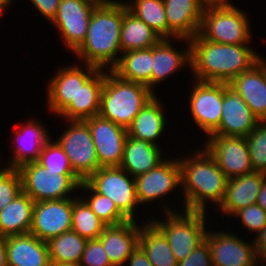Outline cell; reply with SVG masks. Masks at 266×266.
<instances>
[{
	"instance_id": "6da1fadb",
	"label": "cell",
	"mask_w": 266,
	"mask_h": 266,
	"mask_svg": "<svg viewBox=\"0 0 266 266\" xmlns=\"http://www.w3.org/2000/svg\"><path fill=\"white\" fill-rule=\"evenodd\" d=\"M190 44V69L197 81L229 83L262 58L249 45L215 43L199 34L190 39Z\"/></svg>"
},
{
	"instance_id": "7a4b0ae2",
	"label": "cell",
	"mask_w": 266,
	"mask_h": 266,
	"mask_svg": "<svg viewBox=\"0 0 266 266\" xmlns=\"http://www.w3.org/2000/svg\"><path fill=\"white\" fill-rule=\"evenodd\" d=\"M193 152L178 158L184 196L182 210L206 212L208 202L216 207L222 202L228 178L203 146Z\"/></svg>"
},
{
	"instance_id": "3957f363",
	"label": "cell",
	"mask_w": 266,
	"mask_h": 266,
	"mask_svg": "<svg viewBox=\"0 0 266 266\" xmlns=\"http://www.w3.org/2000/svg\"><path fill=\"white\" fill-rule=\"evenodd\" d=\"M122 21L123 5L95 7L88 24L86 38L73 54L85 64L100 69L108 67L107 70H111L121 57L119 53H121Z\"/></svg>"
},
{
	"instance_id": "277c9868",
	"label": "cell",
	"mask_w": 266,
	"mask_h": 266,
	"mask_svg": "<svg viewBox=\"0 0 266 266\" xmlns=\"http://www.w3.org/2000/svg\"><path fill=\"white\" fill-rule=\"evenodd\" d=\"M155 95L145 84L123 80L105 69L98 115L127 129Z\"/></svg>"
},
{
	"instance_id": "5b68a950",
	"label": "cell",
	"mask_w": 266,
	"mask_h": 266,
	"mask_svg": "<svg viewBox=\"0 0 266 266\" xmlns=\"http://www.w3.org/2000/svg\"><path fill=\"white\" fill-rule=\"evenodd\" d=\"M165 220L150 219L166 236L170 248L179 262L186 259L193 250L205 241L207 234V212L183 210L177 212L164 205ZM171 209V210H170ZM163 220V221H162Z\"/></svg>"
},
{
	"instance_id": "8992f818",
	"label": "cell",
	"mask_w": 266,
	"mask_h": 266,
	"mask_svg": "<svg viewBox=\"0 0 266 266\" xmlns=\"http://www.w3.org/2000/svg\"><path fill=\"white\" fill-rule=\"evenodd\" d=\"M244 12L234 4L205 7L198 34L215 43L248 45L252 26Z\"/></svg>"
},
{
	"instance_id": "52a82bcc",
	"label": "cell",
	"mask_w": 266,
	"mask_h": 266,
	"mask_svg": "<svg viewBox=\"0 0 266 266\" xmlns=\"http://www.w3.org/2000/svg\"><path fill=\"white\" fill-rule=\"evenodd\" d=\"M18 169L22 190L34 202L73 198L69 195L79 190L82 182L75 174L49 175L47 169L37 161L26 163Z\"/></svg>"
},
{
	"instance_id": "ba28073f",
	"label": "cell",
	"mask_w": 266,
	"mask_h": 266,
	"mask_svg": "<svg viewBox=\"0 0 266 266\" xmlns=\"http://www.w3.org/2000/svg\"><path fill=\"white\" fill-rule=\"evenodd\" d=\"M67 123V128L55 140L68 157L74 174L83 182L100 168L96 147L85 120H68Z\"/></svg>"
},
{
	"instance_id": "9c48e42d",
	"label": "cell",
	"mask_w": 266,
	"mask_h": 266,
	"mask_svg": "<svg viewBox=\"0 0 266 266\" xmlns=\"http://www.w3.org/2000/svg\"><path fill=\"white\" fill-rule=\"evenodd\" d=\"M120 166L100 167L85 182L97 193L109 197L129 219L135 220L138 208L135 179ZM131 177V178H130ZM137 205V206H136Z\"/></svg>"
},
{
	"instance_id": "30bf717a",
	"label": "cell",
	"mask_w": 266,
	"mask_h": 266,
	"mask_svg": "<svg viewBox=\"0 0 266 266\" xmlns=\"http://www.w3.org/2000/svg\"><path fill=\"white\" fill-rule=\"evenodd\" d=\"M76 64V65H75ZM74 63L65 66L49 79L47 83V104L50 112L59 115L68 105H77V93L100 68L84 64ZM82 66V67H80Z\"/></svg>"
},
{
	"instance_id": "8fae6325",
	"label": "cell",
	"mask_w": 266,
	"mask_h": 266,
	"mask_svg": "<svg viewBox=\"0 0 266 266\" xmlns=\"http://www.w3.org/2000/svg\"><path fill=\"white\" fill-rule=\"evenodd\" d=\"M207 138L203 147L228 179L253 172L245 137L210 134Z\"/></svg>"
},
{
	"instance_id": "7c38bea8",
	"label": "cell",
	"mask_w": 266,
	"mask_h": 266,
	"mask_svg": "<svg viewBox=\"0 0 266 266\" xmlns=\"http://www.w3.org/2000/svg\"><path fill=\"white\" fill-rule=\"evenodd\" d=\"M190 91L189 110L196 126L209 136L220 124L223 104V82L195 80Z\"/></svg>"
},
{
	"instance_id": "4fadbf2b",
	"label": "cell",
	"mask_w": 266,
	"mask_h": 266,
	"mask_svg": "<svg viewBox=\"0 0 266 266\" xmlns=\"http://www.w3.org/2000/svg\"><path fill=\"white\" fill-rule=\"evenodd\" d=\"M208 231L205 240L210 246L213 266H262L256 254L254 240L246 242L226 230L218 232L209 228Z\"/></svg>"
},
{
	"instance_id": "5bb4252c",
	"label": "cell",
	"mask_w": 266,
	"mask_h": 266,
	"mask_svg": "<svg viewBox=\"0 0 266 266\" xmlns=\"http://www.w3.org/2000/svg\"><path fill=\"white\" fill-rule=\"evenodd\" d=\"M172 159V160H171ZM164 159L145 174L135 177L136 197L139 205L163 199L181 187V169L177 158Z\"/></svg>"
},
{
	"instance_id": "9a60e30c",
	"label": "cell",
	"mask_w": 266,
	"mask_h": 266,
	"mask_svg": "<svg viewBox=\"0 0 266 266\" xmlns=\"http://www.w3.org/2000/svg\"><path fill=\"white\" fill-rule=\"evenodd\" d=\"M73 198L35 202L30 232L42 241L71 230Z\"/></svg>"
},
{
	"instance_id": "2e32d148",
	"label": "cell",
	"mask_w": 266,
	"mask_h": 266,
	"mask_svg": "<svg viewBox=\"0 0 266 266\" xmlns=\"http://www.w3.org/2000/svg\"><path fill=\"white\" fill-rule=\"evenodd\" d=\"M96 147L100 167L120 166L127 129L96 115L85 119Z\"/></svg>"
},
{
	"instance_id": "e0dca14e",
	"label": "cell",
	"mask_w": 266,
	"mask_h": 266,
	"mask_svg": "<svg viewBox=\"0 0 266 266\" xmlns=\"http://www.w3.org/2000/svg\"><path fill=\"white\" fill-rule=\"evenodd\" d=\"M94 8L82 0H60L57 14L51 24L71 52L85 40Z\"/></svg>"
},
{
	"instance_id": "ac0fdd59",
	"label": "cell",
	"mask_w": 266,
	"mask_h": 266,
	"mask_svg": "<svg viewBox=\"0 0 266 266\" xmlns=\"http://www.w3.org/2000/svg\"><path fill=\"white\" fill-rule=\"evenodd\" d=\"M221 113L220 124L211 134L247 137L260 122L229 83L225 82Z\"/></svg>"
},
{
	"instance_id": "d6986e66",
	"label": "cell",
	"mask_w": 266,
	"mask_h": 266,
	"mask_svg": "<svg viewBox=\"0 0 266 266\" xmlns=\"http://www.w3.org/2000/svg\"><path fill=\"white\" fill-rule=\"evenodd\" d=\"M229 86L241 97L260 121H266V60L236 76Z\"/></svg>"
},
{
	"instance_id": "ffe728a7",
	"label": "cell",
	"mask_w": 266,
	"mask_h": 266,
	"mask_svg": "<svg viewBox=\"0 0 266 266\" xmlns=\"http://www.w3.org/2000/svg\"><path fill=\"white\" fill-rule=\"evenodd\" d=\"M168 38L192 39L200 28L204 6L199 0H163Z\"/></svg>"
},
{
	"instance_id": "44dd1931",
	"label": "cell",
	"mask_w": 266,
	"mask_h": 266,
	"mask_svg": "<svg viewBox=\"0 0 266 266\" xmlns=\"http://www.w3.org/2000/svg\"><path fill=\"white\" fill-rule=\"evenodd\" d=\"M39 123L38 120L31 118L18 125L14 136L15 145H12L15 151L13 150V155L5 167L18 169L26 163L39 159L42 148L51 139L50 133L42 126L43 124Z\"/></svg>"
},
{
	"instance_id": "7402d4cb",
	"label": "cell",
	"mask_w": 266,
	"mask_h": 266,
	"mask_svg": "<svg viewBox=\"0 0 266 266\" xmlns=\"http://www.w3.org/2000/svg\"><path fill=\"white\" fill-rule=\"evenodd\" d=\"M179 41H186L187 47L183 51H178L171 43V38H161L153 46V59L151 71V90L154 86L161 84L168 77L180 71L182 67H191V44L189 39L178 38ZM181 68V69H180ZM161 82V83H160Z\"/></svg>"
},
{
	"instance_id": "603a6c76",
	"label": "cell",
	"mask_w": 266,
	"mask_h": 266,
	"mask_svg": "<svg viewBox=\"0 0 266 266\" xmlns=\"http://www.w3.org/2000/svg\"><path fill=\"white\" fill-rule=\"evenodd\" d=\"M266 174L252 172L227 180L225 194L218 208L221 214L232 216L236 211L256 203Z\"/></svg>"
},
{
	"instance_id": "cb8c5ba5",
	"label": "cell",
	"mask_w": 266,
	"mask_h": 266,
	"mask_svg": "<svg viewBox=\"0 0 266 266\" xmlns=\"http://www.w3.org/2000/svg\"><path fill=\"white\" fill-rule=\"evenodd\" d=\"M137 224L136 220H129L109 225L98 237L114 266H123L138 246L140 226Z\"/></svg>"
},
{
	"instance_id": "d4e9b609",
	"label": "cell",
	"mask_w": 266,
	"mask_h": 266,
	"mask_svg": "<svg viewBox=\"0 0 266 266\" xmlns=\"http://www.w3.org/2000/svg\"><path fill=\"white\" fill-rule=\"evenodd\" d=\"M8 266H51L48 244L31 233L6 237Z\"/></svg>"
},
{
	"instance_id": "484cf974",
	"label": "cell",
	"mask_w": 266,
	"mask_h": 266,
	"mask_svg": "<svg viewBox=\"0 0 266 266\" xmlns=\"http://www.w3.org/2000/svg\"><path fill=\"white\" fill-rule=\"evenodd\" d=\"M160 148L146 140L127 136L120 167L133 178L145 174L164 160Z\"/></svg>"
},
{
	"instance_id": "4316f807",
	"label": "cell",
	"mask_w": 266,
	"mask_h": 266,
	"mask_svg": "<svg viewBox=\"0 0 266 266\" xmlns=\"http://www.w3.org/2000/svg\"><path fill=\"white\" fill-rule=\"evenodd\" d=\"M163 107V104L155 95L146 103L127 128L128 136L134 139L146 140L158 146L156 140L165 131L164 127H167Z\"/></svg>"
},
{
	"instance_id": "83f0119b",
	"label": "cell",
	"mask_w": 266,
	"mask_h": 266,
	"mask_svg": "<svg viewBox=\"0 0 266 266\" xmlns=\"http://www.w3.org/2000/svg\"><path fill=\"white\" fill-rule=\"evenodd\" d=\"M105 69H99L77 93V105H68L58 117L67 120H85L98 115L100 96L105 82Z\"/></svg>"
},
{
	"instance_id": "f1b7e54d",
	"label": "cell",
	"mask_w": 266,
	"mask_h": 266,
	"mask_svg": "<svg viewBox=\"0 0 266 266\" xmlns=\"http://www.w3.org/2000/svg\"><path fill=\"white\" fill-rule=\"evenodd\" d=\"M35 202L23 191L0 211V236L27 234Z\"/></svg>"
},
{
	"instance_id": "f546056e",
	"label": "cell",
	"mask_w": 266,
	"mask_h": 266,
	"mask_svg": "<svg viewBox=\"0 0 266 266\" xmlns=\"http://www.w3.org/2000/svg\"><path fill=\"white\" fill-rule=\"evenodd\" d=\"M140 226L138 245L144 251L153 266H177L168 239L163 232L149 219Z\"/></svg>"
},
{
	"instance_id": "4dcf8cb0",
	"label": "cell",
	"mask_w": 266,
	"mask_h": 266,
	"mask_svg": "<svg viewBox=\"0 0 266 266\" xmlns=\"http://www.w3.org/2000/svg\"><path fill=\"white\" fill-rule=\"evenodd\" d=\"M121 54L111 71L123 80L145 84L151 90L153 47Z\"/></svg>"
},
{
	"instance_id": "1f68e13d",
	"label": "cell",
	"mask_w": 266,
	"mask_h": 266,
	"mask_svg": "<svg viewBox=\"0 0 266 266\" xmlns=\"http://www.w3.org/2000/svg\"><path fill=\"white\" fill-rule=\"evenodd\" d=\"M160 39L161 37L154 30L131 13L127 6L123 5V21L120 32L122 53L151 48Z\"/></svg>"
},
{
	"instance_id": "d6a6232c",
	"label": "cell",
	"mask_w": 266,
	"mask_h": 266,
	"mask_svg": "<svg viewBox=\"0 0 266 266\" xmlns=\"http://www.w3.org/2000/svg\"><path fill=\"white\" fill-rule=\"evenodd\" d=\"M87 241L73 230L51 238L47 242L51 265L80 263Z\"/></svg>"
},
{
	"instance_id": "836d02e7",
	"label": "cell",
	"mask_w": 266,
	"mask_h": 266,
	"mask_svg": "<svg viewBox=\"0 0 266 266\" xmlns=\"http://www.w3.org/2000/svg\"><path fill=\"white\" fill-rule=\"evenodd\" d=\"M127 6L128 10L142 20L161 38H168V24L163 0H130L119 2Z\"/></svg>"
},
{
	"instance_id": "e575fe53",
	"label": "cell",
	"mask_w": 266,
	"mask_h": 266,
	"mask_svg": "<svg viewBox=\"0 0 266 266\" xmlns=\"http://www.w3.org/2000/svg\"><path fill=\"white\" fill-rule=\"evenodd\" d=\"M106 226L81 197L74 196L71 230L87 240H92L98 239Z\"/></svg>"
},
{
	"instance_id": "d590c367",
	"label": "cell",
	"mask_w": 266,
	"mask_h": 266,
	"mask_svg": "<svg viewBox=\"0 0 266 266\" xmlns=\"http://www.w3.org/2000/svg\"><path fill=\"white\" fill-rule=\"evenodd\" d=\"M79 189L90 191L91 195L88 194V197H82L81 195L80 197L107 226L118 225L129 221V219L117 208L114 201L105 195L95 192L85 181L81 182Z\"/></svg>"
},
{
	"instance_id": "8d00e7d4",
	"label": "cell",
	"mask_w": 266,
	"mask_h": 266,
	"mask_svg": "<svg viewBox=\"0 0 266 266\" xmlns=\"http://www.w3.org/2000/svg\"><path fill=\"white\" fill-rule=\"evenodd\" d=\"M37 162L47 169L49 175L74 174L68 157L56 140L50 139L45 144Z\"/></svg>"
},
{
	"instance_id": "74e56055",
	"label": "cell",
	"mask_w": 266,
	"mask_h": 266,
	"mask_svg": "<svg viewBox=\"0 0 266 266\" xmlns=\"http://www.w3.org/2000/svg\"><path fill=\"white\" fill-rule=\"evenodd\" d=\"M245 138L253 171L266 174V121H260Z\"/></svg>"
},
{
	"instance_id": "f35d334b",
	"label": "cell",
	"mask_w": 266,
	"mask_h": 266,
	"mask_svg": "<svg viewBox=\"0 0 266 266\" xmlns=\"http://www.w3.org/2000/svg\"><path fill=\"white\" fill-rule=\"evenodd\" d=\"M19 169L5 167L0 169V211L22 192Z\"/></svg>"
},
{
	"instance_id": "ab89813d",
	"label": "cell",
	"mask_w": 266,
	"mask_h": 266,
	"mask_svg": "<svg viewBox=\"0 0 266 266\" xmlns=\"http://www.w3.org/2000/svg\"><path fill=\"white\" fill-rule=\"evenodd\" d=\"M232 216L239 217L243 227H246L250 233L255 232L258 234L266 225V211L257 203L236 211Z\"/></svg>"
},
{
	"instance_id": "60d3db41",
	"label": "cell",
	"mask_w": 266,
	"mask_h": 266,
	"mask_svg": "<svg viewBox=\"0 0 266 266\" xmlns=\"http://www.w3.org/2000/svg\"><path fill=\"white\" fill-rule=\"evenodd\" d=\"M81 266H114L99 239L88 240L80 262Z\"/></svg>"
},
{
	"instance_id": "b9f144b4",
	"label": "cell",
	"mask_w": 266,
	"mask_h": 266,
	"mask_svg": "<svg viewBox=\"0 0 266 266\" xmlns=\"http://www.w3.org/2000/svg\"><path fill=\"white\" fill-rule=\"evenodd\" d=\"M177 266H213L208 242L205 240L186 259L179 261Z\"/></svg>"
},
{
	"instance_id": "7bdbcfd3",
	"label": "cell",
	"mask_w": 266,
	"mask_h": 266,
	"mask_svg": "<svg viewBox=\"0 0 266 266\" xmlns=\"http://www.w3.org/2000/svg\"><path fill=\"white\" fill-rule=\"evenodd\" d=\"M13 0H9V4H12ZM15 1V0H14ZM35 6V9L40 12L49 22L54 20L57 10L60 4V0H30Z\"/></svg>"
},
{
	"instance_id": "ee69618b",
	"label": "cell",
	"mask_w": 266,
	"mask_h": 266,
	"mask_svg": "<svg viewBox=\"0 0 266 266\" xmlns=\"http://www.w3.org/2000/svg\"><path fill=\"white\" fill-rule=\"evenodd\" d=\"M254 236H256L253 239L258 260L262 266H266V225Z\"/></svg>"
},
{
	"instance_id": "f6af8a7d",
	"label": "cell",
	"mask_w": 266,
	"mask_h": 266,
	"mask_svg": "<svg viewBox=\"0 0 266 266\" xmlns=\"http://www.w3.org/2000/svg\"><path fill=\"white\" fill-rule=\"evenodd\" d=\"M127 262V266H153L139 245L132 251Z\"/></svg>"
},
{
	"instance_id": "bcb514c9",
	"label": "cell",
	"mask_w": 266,
	"mask_h": 266,
	"mask_svg": "<svg viewBox=\"0 0 266 266\" xmlns=\"http://www.w3.org/2000/svg\"><path fill=\"white\" fill-rule=\"evenodd\" d=\"M82 1L92 5L93 7H110L115 4H119L118 0H82Z\"/></svg>"
},
{
	"instance_id": "7dc6e473",
	"label": "cell",
	"mask_w": 266,
	"mask_h": 266,
	"mask_svg": "<svg viewBox=\"0 0 266 266\" xmlns=\"http://www.w3.org/2000/svg\"><path fill=\"white\" fill-rule=\"evenodd\" d=\"M0 266H8L6 237H1V236H0Z\"/></svg>"
},
{
	"instance_id": "c3c4849f",
	"label": "cell",
	"mask_w": 266,
	"mask_h": 266,
	"mask_svg": "<svg viewBox=\"0 0 266 266\" xmlns=\"http://www.w3.org/2000/svg\"><path fill=\"white\" fill-rule=\"evenodd\" d=\"M256 203L266 211V180L263 182L262 187L258 193Z\"/></svg>"
},
{
	"instance_id": "681fc988",
	"label": "cell",
	"mask_w": 266,
	"mask_h": 266,
	"mask_svg": "<svg viewBox=\"0 0 266 266\" xmlns=\"http://www.w3.org/2000/svg\"><path fill=\"white\" fill-rule=\"evenodd\" d=\"M199 2L204 7L223 6V5L231 4V1H229V0H199Z\"/></svg>"
},
{
	"instance_id": "f907efd6",
	"label": "cell",
	"mask_w": 266,
	"mask_h": 266,
	"mask_svg": "<svg viewBox=\"0 0 266 266\" xmlns=\"http://www.w3.org/2000/svg\"><path fill=\"white\" fill-rule=\"evenodd\" d=\"M8 6L9 8L11 7L9 0H0V16L4 15L3 12L5 11V9H7Z\"/></svg>"
},
{
	"instance_id": "816d5d0a",
	"label": "cell",
	"mask_w": 266,
	"mask_h": 266,
	"mask_svg": "<svg viewBox=\"0 0 266 266\" xmlns=\"http://www.w3.org/2000/svg\"><path fill=\"white\" fill-rule=\"evenodd\" d=\"M51 266H81L80 263H65L59 265H51Z\"/></svg>"
}]
</instances>
